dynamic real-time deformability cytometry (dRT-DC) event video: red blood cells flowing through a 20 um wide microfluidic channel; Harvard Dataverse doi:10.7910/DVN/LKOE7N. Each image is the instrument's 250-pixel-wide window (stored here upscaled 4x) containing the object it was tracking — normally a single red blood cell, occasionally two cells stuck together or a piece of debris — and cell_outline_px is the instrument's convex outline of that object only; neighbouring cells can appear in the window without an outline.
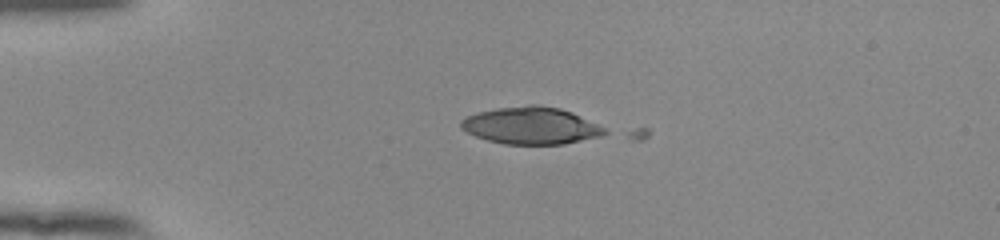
{"species": "human", "species_latin": "Homo sapiens", "temperature_condition": "room temperature", "stored_images_in_passage": 22, "camera_frame_rate_fps": 3000, "um_per_image_px": 0.085, "donor": {"sex": "female"}, "frame": {"image": 1, "passage_image": 1, "time_ms": 0.0, "image_size_px": [1000, 240], "cell_outline_px": [[612, 132], [604, 136], [564, 144], [504, 144], [488, 140], [476, 136], [460, 128], [460, 120], [468, 116], [480, 112], [496, 108], [528, 104], [536, 104], [560, 108], [572, 112]], "centroid_in_image_um": [45.17, 10.68], "position_along_channel_um": 39.8, "area_um2": 31.15}}
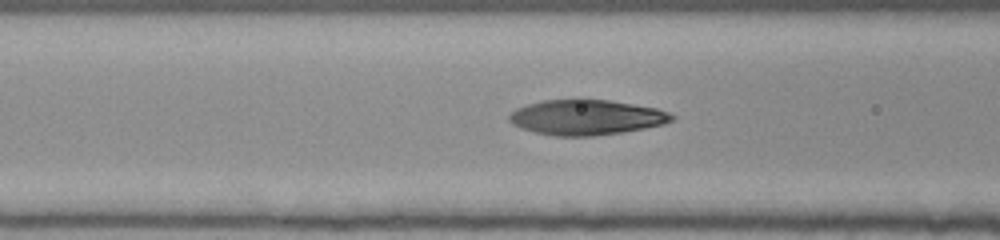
{"frame": {"image": 2, "passage_image": 10, "time_ms": 3.0, "image_size_px": [1000, 240], "cell_outline_px": [[676, 116], [672, 120], [664, 124], [644, 128], [620, 132], [592, 136], [552, 136], [520, 128], [512, 124], [508, 120], [508, 116], [516, 108], [540, 100], [580, 96], [584, 96], [656, 108], [668, 112]], "centroid_in_image_um": [49.78, 9.93], "position_along_channel_um": 116.8, "area_um2": 34.16}}
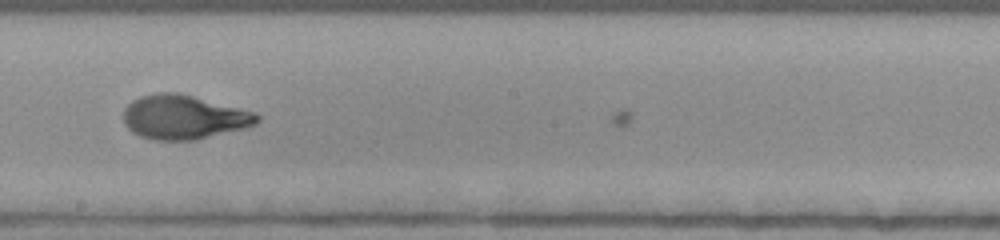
{"frame": {"image": 3, "passage_image": 19, "time_ms": 6.0, "image_size_px": [1000, 240], "cell_outline_px": [[260, 120], [256, 124], [244, 128], [196, 140], [156, 140], [140, 136], [132, 132], [124, 124], [124, 108], [132, 100], [140, 96], [156, 92], [176, 92], [256, 112], [260, 116]], "centroid_in_image_um": [15.61, 9.96], "position_along_channel_um": 232.6, "area_um2": 34.39}}